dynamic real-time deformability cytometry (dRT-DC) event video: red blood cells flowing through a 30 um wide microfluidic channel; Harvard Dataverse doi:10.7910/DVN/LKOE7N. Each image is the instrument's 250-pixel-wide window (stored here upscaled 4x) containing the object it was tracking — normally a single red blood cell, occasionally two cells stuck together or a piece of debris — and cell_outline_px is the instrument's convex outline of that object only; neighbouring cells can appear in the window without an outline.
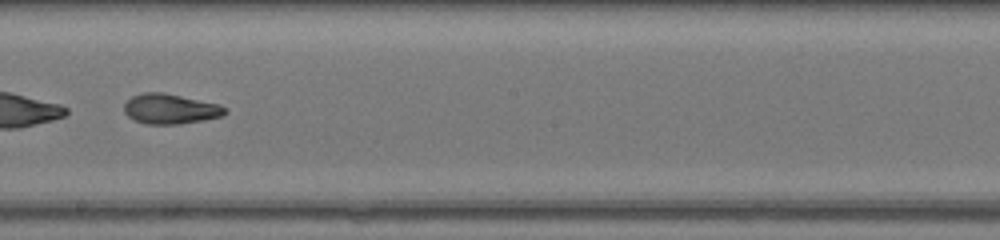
{"species": "common noctule bat (a hibernating species)", "species_latin": "Nyctalus noctula", "temperature_condition": "warm", "stored_images_in_passage": 42, "camera_frame_rate_fps": 3000, "um_per_image_px": 0.085, "animal": {"sex": "female", "body_mass_g": 17.0, "forearm_length_mm": 48.0}, "frame": {"image": 1, "passage_image": 24, "time_ms": 7.667, "image_size_px": [1000, 240], "cell_outline_px": [[228, 112], [220, 116], [180, 124], [144, 124], [132, 120], [124, 112], [124, 104], [132, 96], [144, 92], [160, 92], [220, 104]], "centroid_in_image_um": [14.42, 9.26], "position_along_channel_um": 233.8, "area_um2": 17.51}, "authors_computed_cell_mechanics": {"area_um2": 20.6635, "velocity_mm_per_s": 4.4629, "shape_relaxation_time_tau1_ms": null, "shape_relaxation_time_tau2_ms": 1.9171, "deformation_change_tau1": null, "deformation_change_tau2": 0.0831}}